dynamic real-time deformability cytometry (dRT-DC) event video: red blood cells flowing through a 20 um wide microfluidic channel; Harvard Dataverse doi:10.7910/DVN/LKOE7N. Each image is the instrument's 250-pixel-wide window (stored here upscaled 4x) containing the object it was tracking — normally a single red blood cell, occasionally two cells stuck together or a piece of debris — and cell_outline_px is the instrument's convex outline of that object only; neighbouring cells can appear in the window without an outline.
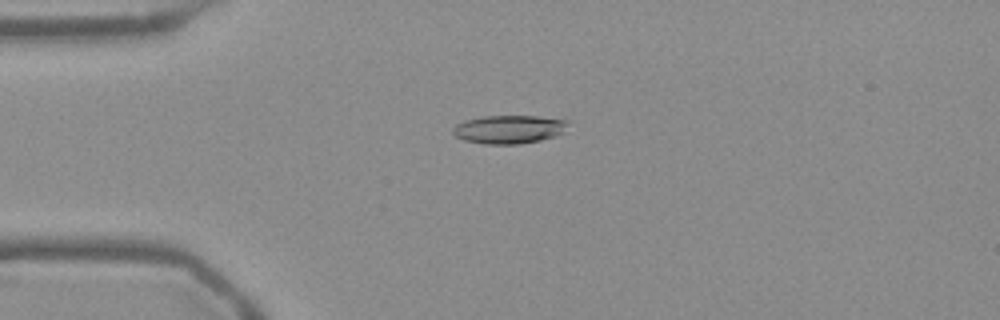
{"species": "Egyptian fruit bat (a non-hibernating species)", "species_latin": "Rousettus aegyptiacus", "temperature_condition": "warm", "stored_images_in_passage": 48, "camera_frame_rate_fps": 3000, "um_per_image_px": 0.085, "frame": {"image": 1, "passage_image": 8, "time_ms": 2.333, "image_size_px": [1000, 320], "cell_outline_px": [[572, 120], [564, 132], [556, 136], [540, 140], [520, 144], [484, 144], [464, 140], [456, 136], [452, 132], [452, 128], [456, 124], [464, 120], [480, 116], [536, 116]], "centroid_in_image_um": [43.29, 10.98], "position_along_channel_um": 41.7, "area_um2": 19.36}}
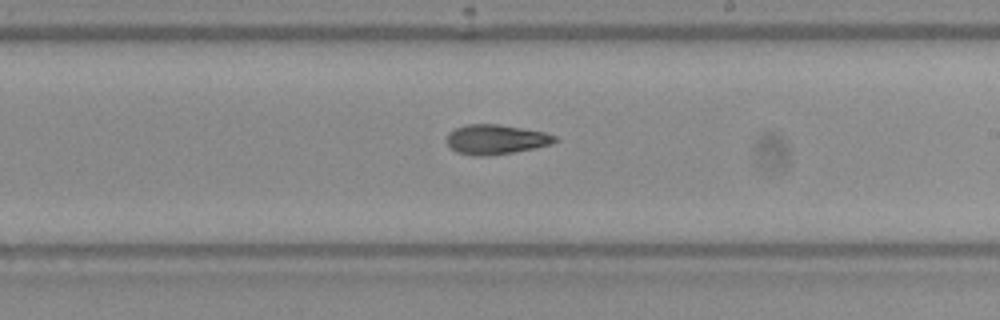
{"frame": {"image": 2, "passage_image": 26, "time_ms": 8.333, "image_size_px": [1000, 320], "cell_outline_px": [[560, 140], [552, 144], [512, 152], [484, 156], [476, 156], [456, 152], [448, 144], [448, 132], [464, 124], [500, 124], [544, 132], [556, 136]], "centroid_in_image_um": [42.16, 11.84], "position_along_channel_um": 246.8, "area_um2": 18.61}}
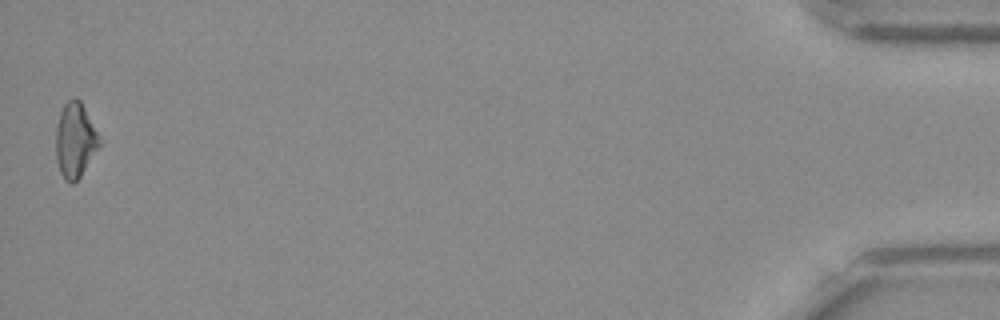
{"frame": {"image": 3, "passage_image": 48, "time_ms": 15.667, "image_size_px": [1000, 320], "cell_outline_px": [[104, 140], [80, 176], [72, 184], [64, 180], [60, 172], [56, 160], [56, 124], [60, 112], [64, 104], [68, 100], [76, 96], [80, 100]], "centroid_in_image_um": [6.41, 11.89], "position_along_channel_um": 428.8, "area_um2": 19.42}, "authors_computed_cell_mechanics": {"area_um2": 18.8428, "velocity_mm_per_s": 3.7934, "shape_relaxation_time_tau1_ms": null, "shape_relaxation_time_tau2_ms": 3.9348, "deformation_change_tau1": null, "deformation_change_tau2": 0.1248}}